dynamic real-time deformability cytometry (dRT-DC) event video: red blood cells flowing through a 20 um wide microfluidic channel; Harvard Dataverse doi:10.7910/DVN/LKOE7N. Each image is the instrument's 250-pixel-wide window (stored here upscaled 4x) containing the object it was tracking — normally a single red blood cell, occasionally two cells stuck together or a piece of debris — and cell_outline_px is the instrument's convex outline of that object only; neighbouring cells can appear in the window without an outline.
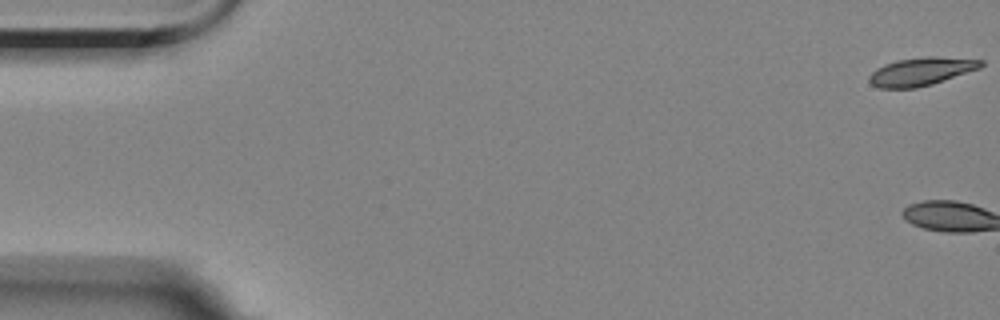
{"species": "Egyptian fruit bat (a non-hibernating species)", "species_latin": "Rousettus aegyptiacus", "temperature_condition": "room temperature", "stored_images_in_passage": 5, "camera_frame_rate_fps": 3000, "um_per_image_px": 0.085, "animal": {"sex": "female"}, "frame": {"image": 1, "passage_image": 1, "time_ms": 0.0, "image_size_px": [1000, 320], "cell_outline_px": [[984, 64], [980, 68], [932, 84], [916, 88], [880, 88], [872, 84], [868, 80], [868, 76], [876, 68], [884, 64], [896, 60], [928, 56], [936, 56], [984, 60]], "centroid_in_image_um": [78.29, 6.07], "position_along_channel_um": 6.7, "area_um2": 18.32}}